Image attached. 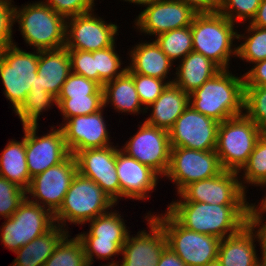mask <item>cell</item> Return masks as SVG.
<instances>
[{
	"label": "cell",
	"instance_id": "obj_44",
	"mask_svg": "<svg viewBox=\"0 0 266 266\" xmlns=\"http://www.w3.org/2000/svg\"><path fill=\"white\" fill-rule=\"evenodd\" d=\"M68 54L72 73L99 83V75L98 72L95 71L93 52L68 50Z\"/></svg>",
	"mask_w": 266,
	"mask_h": 266
},
{
	"label": "cell",
	"instance_id": "obj_19",
	"mask_svg": "<svg viewBox=\"0 0 266 266\" xmlns=\"http://www.w3.org/2000/svg\"><path fill=\"white\" fill-rule=\"evenodd\" d=\"M118 147L111 145L84 149L75 155L78 172L96 182L116 204L120 201V183L116 171Z\"/></svg>",
	"mask_w": 266,
	"mask_h": 266
},
{
	"label": "cell",
	"instance_id": "obj_53",
	"mask_svg": "<svg viewBox=\"0 0 266 266\" xmlns=\"http://www.w3.org/2000/svg\"><path fill=\"white\" fill-rule=\"evenodd\" d=\"M204 266H221V264L219 263L218 260H215L213 262H210V263H207L206 265Z\"/></svg>",
	"mask_w": 266,
	"mask_h": 266
},
{
	"label": "cell",
	"instance_id": "obj_36",
	"mask_svg": "<svg viewBox=\"0 0 266 266\" xmlns=\"http://www.w3.org/2000/svg\"><path fill=\"white\" fill-rule=\"evenodd\" d=\"M116 43L108 48L100 49L93 52L95 71L99 75V84L103 87L105 83L121 76L127 66L121 67L124 63L122 57L117 53Z\"/></svg>",
	"mask_w": 266,
	"mask_h": 266
},
{
	"label": "cell",
	"instance_id": "obj_5",
	"mask_svg": "<svg viewBox=\"0 0 266 266\" xmlns=\"http://www.w3.org/2000/svg\"><path fill=\"white\" fill-rule=\"evenodd\" d=\"M116 206L96 182L77 172L61 206L54 213V220L57 225L70 232L66 223L87 225V222Z\"/></svg>",
	"mask_w": 266,
	"mask_h": 266
},
{
	"label": "cell",
	"instance_id": "obj_54",
	"mask_svg": "<svg viewBox=\"0 0 266 266\" xmlns=\"http://www.w3.org/2000/svg\"><path fill=\"white\" fill-rule=\"evenodd\" d=\"M256 266H266V256H265V258H264L259 264H257Z\"/></svg>",
	"mask_w": 266,
	"mask_h": 266
},
{
	"label": "cell",
	"instance_id": "obj_24",
	"mask_svg": "<svg viewBox=\"0 0 266 266\" xmlns=\"http://www.w3.org/2000/svg\"><path fill=\"white\" fill-rule=\"evenodd\" d=\"M71 72V62L66 47L55 50H41L37 77L30 91H47L58 97Z\"/></svg>",
	"mask_w": 266,
	"mask_h": 266
},
{
	"label": "cell",
	"instance_id": "obj_9",
	"mask_svg": "<svg viewBox=\"0 0 266 266\" xmlns=\"http://www.w3.org/2000/svg\"><path fill=\"white\" fill-rule=\"evenodd\" d=\"M40 50L27 52L18 44L0 50V78L3 95L15 112L24 102L37 77Z\"/></svg>",
	"mask_w": 266,
	"mask_h": 266
},
{
	"label": "cell",
	"instance_id": "obj_42",
	"mask_svg": "<svg viewBox=\"0 0 266 266\" xmlns=\"http://www.w3.org/2000/svg\"><path fill=\"white\" fill-rule=\"evenodd\" d=\"M142 105L147 108L161 95L167 87L168 80L158 79L142 74L130 73Z\"/></svg>",
	"mask_w": 266,
	"mask_h": 266
},
{
	"label": "cell",
	"instance_id": "obj_48",
	"mask_svg": "<svg viewBox=\"0 0 266 266\" xmlns=\"http://www.w3.org/2000/svg\"><path fill=\"white\" fill-rule=\"evenodd\" d=\"M250 221L260 231L264 246L266 247V209H250Z\"/></svg>",
	"mask_w": 266,
	"mask_h": 266
},
{
	"label": "cell",
	"instance_id": "obj_49",
	"mask_svg": "<svg viewBox=\"0 0 266 266\" xmlns=\"http://www.w3.org/2000/svg\"><path fill=\"white\" fill-rule=\"evenodd\" d=\"M157 266H187L168 246L161 253Z\"/></svg>",
	"mask_w": 266,
	"mask_h": 266
},
{
	"label": "cell",
	"instance_id": "obj_23",
	"mask_svg": "<svg viewBox=\"0 0 266 266\" xmlns=\"http://www.w3.org/2000/svg\"><path fill=\"white\" fill-rule=\"evenodd\" d=\"M255 242L259 243L261 257L256 252ZM265 256L260 231L250 221L238 233L221 239L217 260L221 266H256Z\"/></svg>",
	"mask_w": 266,
	"mask_h": 266
},
{
	"label": "cell",
	"instance_id": "obj_51",
	"mask_svg": "<svg viewBox=\"0 0 266 266\" xmlns=\"http://www.w3.org/2000/svg\"><path fill=\"white\" fill-rule=\"evenodd\" d=\"M263 187L266 189V183L261 188ZM264 194V197L260 201L261 203L258 202V205L256 204V202L251 203L250 209H266V192Z\"/></svg>",
	"mask_w": 266,
	"mask_h": 266
},
{
	"label": "cell",
	"instance_id": "obj_18",
	"mask_svg": "<svg viewBox=\"0 0 266 266\" xmlns=\"http://www.w3.org/2000/svg\"><path fill=\"white\" fill-rule=\"evenodd\" d=\"M218 126V121L188 105L168 131L170 145L200 151L215 150Z\"/></svg>",
	"mask_w": 266,
	"mask_h": 266
},
{
	"label": "cell",
	"instance_id": "obj_6",
	"mask_svg": "<svg viewBox=\"0 0 266 266\" xmlns=\"http://www.w3.org/2000/svg\"><path fill=\"white\" fill-rule=\"evenodd\" d=\"M113 210L111 209L89 221V231L76 234L83 245L89 266L94 264V256L98 260H109L107 264L102 266H116L118 264V261H115L113 257L121 256L122 247L130 230L129 226H126V220L122 218L123 214H119L118 210Z\"/></svg>",
	"mask_w": 266,
	"mask_h": 266
},
{
	"label": "cell",
	"instance_id": "obj_14",
	"mask_svg": "<svg viewBox=\"0 0 266 266\" xmlns=\"http://www.w3.org/2000/svg\"><path fill=\"white\" fill-rule=\"evenodd\" d=\"M94 11L66 19L67 50L94 52L116 43L117 23L105 22Z\"/></svg>",
	"mask_w": 266,
	"mask_h": 266
},
{
	"label": "cell",
	"instance_id": "obj_20",
	"mask_svg": "<svg viewBox=\"0 0 266 266\" xmlns=\"http://www.w3.org/2000/svg\"><path fill=\"white\" fill-rule=\"evenodd\" d=\"M104 110L103 107L93 114L71 117L59 125L70 154L75 156L84 149L103 148L114 144L104 119Z\"/></svg>",
	"mask_w": 266,
	"mask_h": 266
},
{
	"label": "cell",
	"instance_id": "obj_52",
	"mask_svg": "<svg viewBox=\"0 0 266 266\" xmlns=\"http://www.w3.org/2000/svg\"><path fill=\"white\" fill-rule=\"evenodd\" d=\"M123 1L124 2H129V4L130 3L131 4L133 3V4H136V5H140L142 7H146V6H148L154 0H123Z\"/></svg>",
	"mask_w": 266,
	"mask_h": 266
},
{
	"label": "cell",
	"instance_id": "obj_4",
	"mask_svg": "<svg viewBox=\"0 0 266 266\" xmlns=\"http://www.w3.org/2000/svg\"><path fill=\"white\" fill-rule=\"evenodd\" d=\"M14 22L26 43L35 50L65 47L66 18L40 1L14 5Z\"/></svg>",
	"mask_w": 266,
	"mask_h": 266
},
{
	"label": "cell",
	"instance_id": "obj_15",
	"mask_svg": "<svg viewBox=\"0 0 266 266\" xmlns=\"http://www.w3.org/2000/svg\"><path fill=\"white\" fill-rule=\"evenodd\" d=\"M136 133L120 149L128 156L154 170L160 177L167 173L171 145L169 132L145 121L138 125Z\"/></svg>",
	"mask_w": 266,
	"mask_h": 266
},
{
	"label": "cell",
	"instance_id": "obj_32",
	"mask_svg": "<svg viewBox=\"0 0 266 266\" xmlns=\"http://www.w3.org/2000/svg\"><path fill=\"white\" fill-rule=\"evenodd\" d=\"M238 174L241 186L246 193L249 191L248 186L262 187L266 183V134L260 136L247 163Z\"/></svg>",
	"mask_w": 266,
	"mask_h": 266
},
{
	"label": "cell",
	"instance_id": "obj_27",
	"mask_svg": "<svg viewBox=\"0 0 266 266\" xmlns=\"http://www.w3.org/2000/svg\"><path fill=\"white\" fill-rule=\"evenodd\" d=\"M178 64L173 83L188 94L201 87L221 70L203 54L194 51L188 53Z\"/></svg>",
	"mask_w": 266,
	"mask_h": 266
},
{
	"label": "cell",
	"instance_id": "obj_45",
	"mask_svg": "<svg viewBox=\"0 0 266 266\" xmlns=\"http://www.w3.org/2000/svg\"><path fill=\"white\" fill-rule=\"evenodd\" d=\"M13 0H0V50L14 44V4Z\"/></svg>",
	"mask_w": 266,
	"mask_h": 266
},
{
	"label": "cell",
	"instance_id": "obj_22",
	"mask_svg": "<svg viewBox=\"0 0 266 266\" xmlns=\"http://www.w3.org/2000/svg\"><path fill=\"white\" fill-rule=\"evenodd\" d=\"M116 171L120 183V200L142 201L150 198L161 178L154 170L128 156L120 147L116 151Z\"/></svg>",
	"mask_w": 266,
	"mask_h": 266
},
{
	"label": "cell",
	"instance_id": "obj_26",
	"mask_svg": "<svg viewBox=\"0 0 266 266\" xmlns=\"http://www.w3.org/2000/svg\"><path fill=\"white\" fill-rule=\"evenodd\" d=\"M189 105V94L180 89L176 84L170 83L156 99L145 110L151 113L145 122L154 127L169 131L176 119ZM151 108V110H149Z\"/></svg>",
	"mask_w": 266,
	"mask_h": 266
},
{
	"label": "cell",
	"instance_id": "obj_12",
	"mask_svg": "<svg viewBox=\"0 0 266 266\" xmlns=\"http://www.w3.org/2000/svg\"><path fill=\"white\" fill-rule=\"evenodd\" d=\"M177 196L179 200L177 198L172 202L251 205L241 186L238 172L228 170H223L217 176L190 183Z\"/></svg>",
	"mask_w": 266,
	"mask_h": 266
},
{
	"label": "cell",
	"instance_id": "obj_33",
	"mask_svg": "<svg viewBox=\"0 0 266 266\" xmlns=\"http://www.w3.org/2000/svg\"><path fill=\"white\" fill-rule=\"evenodd\" d=\"M57 105V97L47 91H29L24 102L14 113L18 115L23 126L39 125L42 113L53 106L58 107Z\"/></svg>",
	"mask_w": 266,
	"mask_h": 266
},
{
	"label": "cell",
	"instance_id": "obj_7",
	"mask_svg": "<svg viewBox=\"0 0 266 266\" xmlns=\"http://www.w3.org/2000/svg\"><path fill=\"white\" fill-rule=\"evenodd\" d=\"M148 212L162 227L167 246L187 266H204L218 258L221 239L183 227L167 210L165 213Z\"/></svg>",
	"mask_w": 266,
	"mask_h": 266
},
{
	"label": "cell",
	"instance_id": "obj_2",
	"mask_svg": "<svg viewBox=\"0 0 266 266\" xmlns=\"http://www.w3.org/2000/svg\"><path fill=\"white\" fill-rule=\"evenodd\" d=\"M232 73L221 69L189 94V105L219 123L244 114V77Z\"/></svg>",
	"mask_w": 266,
	"mask_h": 266
},
{
	"label": "cell",
	"instance_id": "obj_43",
	"mask_svg": "<svg viewBox=\"0 0 266 266\" xmlns=\"http://www.w3.org/2000/svg\"><path fill=\"white\" fill-rule=\"evenodd\" d=\"M95 1L96 0H43L42 2L67 19L95 10Z\"/></svg>",
	"mask_w": 266,
	"mask_h": 266
},
{
	"label": "cell",
	"instance_id": "obj_3",
	"mask_svg": "<svg viewBox=\"0 0 266 266\" xmlns=\"http://www.w3.org/2000/svg\"><path fill=\"white\" fill-rule=\"evenodd\" d=\"M235 25L219 12L196 14L191 24L193 51L203 54L220 69H229L231 58L237 57L235 41L239 25Z\"/></svg>",
	"mask_w": 266,
	"mask_h": 266
},
{
	"label": "cell",
	"instance_id": "obj_1",
	"mask_svg": "<svg viewBox=\"0 0 266 266\" xmlns=\"http://www.w3.org/2000/svg\"><path fill=\"white\" fill-rule=\"evenodd\" d=\"M166 210L183 227L219 239L238 233L250 222V205L171 202Z\"/></svg>",
	"mask_w": 266,
	"mask_h": 266
},
{
	"label": "cell",
	"instance_id": "obj_39",
	"mask_svg": "<svg viewBox=\"0 0 266 266\" xmlns=\"http://www.w3.org/2000/svg\"><path fill=\"white\" fill-rule=\"evenodd\" d=\"M261 0H220L218 12L234 24L250 23L254 18Z\"/></svg>",
	"mask_w": 266,
	"mask_h": 266
},
{
	"label": "cell",
	"instance_id": "obj_25",
	"mask_svg": "<svg viewBox=\"0 0 266 266\" xmlns=\"http://www.w3.org/2000/svg\"><path fill=\"white\" fill-rule=\"evenodd\" d=\"M142 41L128 52L130 63L127 65V71L163 80L167 78L169 84L173 83L174 79H169L168 75H171L170 70L175 65L174 62L165 55L155 40Z\"/></svg>",
	"mask_w": 266,
	"mask_h": 266
},
{
	"label": "cell",
	"instance_id": "obj_28",
	"mask_svg": "<svg viewBox=\"0 0 266 266\" xmlns=\"http://www.w3.org/2000/svg\"><path fill=\"white\" fill-rule=\"evenodd\" d=\"M104 108L113 106L117 113L144 114L146 108L142 105L136 91L133 76L126 70L121 76L109 81L103 86Z\"/></svg>",
	"mask_w": 266,
	"mask_h": 266
},
{
	"label": "cell",
	"instance_id": "obj_16",
	"mask_svg": "<svg viewBox=\"0 0 266 266\" xmlns=\"http://www.w3.org/2000/svg\"><path fill=\"white\" fill-rule=\"evenodd\" d=\"M38 136V125L25 126V150L30 177L43 173L51 166L61 163L70 153L66 147L60 126Z\"/></svg>",
	"mask_w": 266,
	"mask_h": 266
},
{
	"label": "cell",
	"instance_id": "obj_40",
	"mask_svg": "<svg viewBox=\"0 0 266 266\" xmlns=\"http://www.w3.org/2000/svg\"><path fill=\"white\" fill-rule=\"evenodd\" d=\"M26 198V191L0 176V216L10 218Z\"/></svg>",
	"mask_w": 266,
	"mask_h": 266
},
{
	"label": "cell",
	"instance_id": "obj_47",
	"mask_svg": "<svg viewBox=\"0 0 266 266\" xmlns=\"http://www.w3.org/2000/svg\"><path fill=\"white\" fill-rule=\"evenodd\" d=\"M197 14L218 12L220 0H179Z\"/></svg>",
	"mask_w": 266,
	"mask_h": 266
},
{
	"label": "cell",
	"instance_id": "obj_31",
	"mask_svg": "<svg viewBox=\"0 0 266 266\" xmlns=\"http://www.w3.org/2000/svg\"><path fill=\"white\" fill-rule=\"evenodd\" d=\"M248 26V27H247ZM244 33L237 32V58L254 64L266 59V28H259L248 23ZM246 33V34H245Z\"/></svg>",
	"mask_w": 266,
	"mask_h": 266
},
{
	"label": "cell",
	"instance_id": "obj_10",
	"mask_svg": "<svg viewBox=\"0 0 266 266\" xmlns=\"http://www.w3.org/2000/svg\"><path fill=\"white\" fill-rule=\"evenodd\" d=\"M56 225L54 214L27 198L10 218H5L0 228L2 245L16 252L33 239L42 236Z\"/></svg>",
	"mask_w": 266,
	"mask_h": 266
},
{
	"label": "cell",
	"instance_id": "obj_21",
	"mask_svg": "<svg viewBox=\"0 0 266 266\" xmlns=\"http://www.w3.org/2000/svg\"><path fill=\"white\" fill-rule=\"evenodd\" d=\"M144 220L148 222L149 231L143 229L134 237L129 232L122 247V259L116 266H157L167 239L162 227L151 215H146Z\"/></svg>",
	"mask_w": 266,
	"mask_h": 266
},
{
	"label": "cell",
	"instance_id": "obj_50",
	"mask_svg": "<svg viewBox=\"0 0 266 266\" xmlns=\"http://www.w3.org/2000/svg\"><path fill=\"white\" fill-rule=\"evenodd\" d=\"M249 24L259 28H266V0H261L260 6Z\"/></svg>",
	"mask_w": 266,
	"mask_h": 266
},
{
	"label": "cell",
	"instance_id": "obj_17",
	"mask_svg": "<svg viewBox=\"0 0 266 266\" xmlns=\"http://www.w3.org/2000/svg\"><path fill=\"white\" fill-rule=\"evenodd\" d=\"M197 13L179 0H154L134 20V29L144 34L157 35L191 26Z\"/></svg>",
	"mask_w": 266,
	"mask_h": 266
},
{
	"label": "cell",
	"instance_id": "obj_41",
	"mask_svg": "<svg viewBox=\"0 0 266 266\" xmlns=\"http://www.w3.org/2000/svg\"><path fill=\"white\" fill-rule=\"evenodd\" d=\"M86 95H103V87L94 80L71 72L58 97H86Z\"/></svg>",
	"mask_w": 266,
	"mask_h": 266
},
{
	"label": "cell",
	"instance_id": "obj_37",
	"mask_svg": "<svg viewBox=\"0 0 266 266\" xmlns=\"http://www.w3.org/2000/svg\"><path fill=\"white\" fill-rule=\"evenodd\" d=\"M58 110L63 123L75 116L89 115L104 107L103 95H86V97H57Z\"/></svg>",
	"mask_w": 266,
	"mask_h": 266
},
{
	"label": "cell",
	"instance_id": "obj_35",
	"mask_svg": "<svg viewBox=\"0 0 266 266\" xmlns=\"http://www.w3.org/2000/svg\"><path fill=\"white\" fill-rule=\"evenodd\" d=\"M43 266H89L81 241L68 233Z\"/></svg>",
	"mask_w": 266,
	"mask_h": 266
},
{
	"label": "cell",
	"instance_id": "obj_46",
	"mask_svg": "<svg viewBox=\"0 0 266 266\" xmlns=\"http://www.w3.org/2000/svg\"><path fill=\"white\" fill-rule=\"evenodd\" d=\"M244 87L266 86V59L254 63L248 72L243 74Z\"/></svg>",
	"mask_w": 266,
	"mask_h": 266
},
{
	"label": "cell",
	"instance_id": "obj_38",
	"mask_svg": "<svg viewBox=\"0 0 266 266\" xmlns=\"http://www.w3.org/2000/svg\"><path fill=\"white\" fill-rule=\"evenodd\" d=\"M244 114L266 134V86L244 87Z\"/></svg>",
	"mask_w": 266,
	"mask_h": 266
},
{
	"label": "cell",
	"instance_id": "obj_13",
	"mask_svg": "<svg viewBox=\"0 0 266 266\" xmlns=\"http://www.w3.org/2000/svg\"><path fill=\"white\" fill-rule=\"evenodd\" d=\"M77 172V160L69 154L61 163L31 178L26 198L54 214L61 206Z\"/></svg>",
	"mask_w": 266,
	"mask_h": 266
},
{
	"label": "cell",
	"instance_id": "obj_8",
	"mask_svg": "<svg viewBox=\"0 0 266 266\" xmlns=\"http://www.w3.org/2000/svg\"><path fill=\"white\" fill-rule=\"evenodd\" d=\"M261 135L256 123L245 114L220 122L215 151L222 169L239 172Z\"/></svg>",
	"mask_w": 266,
	"mask_h": 266
},
{
	"label": "cell",
	"instance_id": "obj_29",
	"mask_svg": "<svg viewBox=\"0 0 266 266\" xmlns=\"http://www.w3.org/2000/svg\"><path fill=\"white\" fill-rule=\"evenodd\" d=\"M68 233L67 230L56 224L45 234L33 239L14 252L17 257L10 266H43L59 242Z\"/></svg>",
	"mask_w": 266,
	"mask_h": 266
},
{
	"label": "cell",
	"instance_id": "obj_30",
	"mask_svg": "<svg viewBox=\"0 0 266 266\" xmlns=\"http://www.w3.org/2000/svg\"><path fill=\"white\" fill-rule=\"evenodd\" d=\"M24 136L21 141L10 140L0 155V176L15 183L25 191L29 188L31 177L27 167Z\"/></svg>",
	"mask_w": 266,
	"mask_h": 266
},
{
	"label": "cell",
	"instance_id": "obj_34",
	"mask_svg": "<svg viewBox=\"0 0 266 266\" xmlns=\"http://www.w3.org/2000/svg\"><path fill=\"white\" fill-rule=\"evenodd\" d=\"M154 40L172 62L193 51L191 26L161 33Z\"/></svg>",
	"mask_w": 266,
	"mask_h": 266
},
{
	"label": "cell",
	"instance_id": "obj_11",
	"mask_svg": "<svg viewBox=\"0 0 266 266\" xmlns=\"http://www.w3.org/2000/svg\"><path fill=\"white\" fill-rule=\"evenodd\" d=\"M222 171L215 150L171 147L169 167L164 177L174 183L179 194L190 183L217 176Z\"/></svg>",
	"mask_w": 266,
	"mask_h": 266
}]
</instances>
